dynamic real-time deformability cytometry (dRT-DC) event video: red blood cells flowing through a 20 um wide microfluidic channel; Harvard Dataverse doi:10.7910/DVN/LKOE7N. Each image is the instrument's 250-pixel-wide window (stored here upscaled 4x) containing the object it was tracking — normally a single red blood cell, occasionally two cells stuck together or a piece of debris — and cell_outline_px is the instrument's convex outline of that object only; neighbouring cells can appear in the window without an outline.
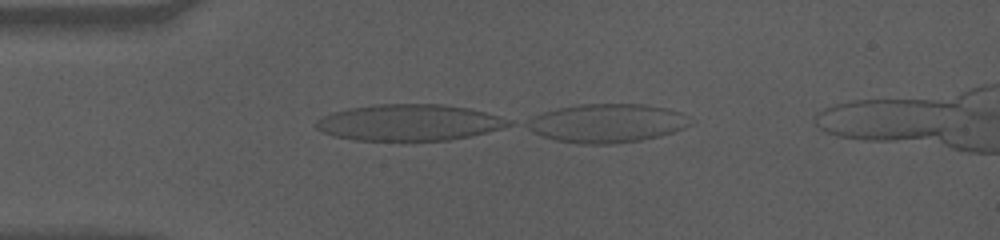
{"species": "human", "species_latin": "Homo sapiens", "temperature_condition": "cold", "stored_images_in_passage": 11, "camera_frame_rate_fps": 3000, "um_per_image_px": 0.085, "donor": {"sex": "male"}, "frame": {"image": 1, "passage_image": 11, "time_ms": 3.333, "image_size_px": [1000, 240], "cell_outline_px": [[696, 120], [692, 124], [672, 132], [660, 136], [640, 140], [612, 144], [580, 144], [556, 140], [544, 136], [520, 124], [524, 120], [532, 116], [556, 108], [580, 104], [644, 104], [664, 108], [680, 112]], "centroid_in_image_um": [51.58, 10.46], "position_along_channel_um": 33.4, "area_um2": 37.05}}